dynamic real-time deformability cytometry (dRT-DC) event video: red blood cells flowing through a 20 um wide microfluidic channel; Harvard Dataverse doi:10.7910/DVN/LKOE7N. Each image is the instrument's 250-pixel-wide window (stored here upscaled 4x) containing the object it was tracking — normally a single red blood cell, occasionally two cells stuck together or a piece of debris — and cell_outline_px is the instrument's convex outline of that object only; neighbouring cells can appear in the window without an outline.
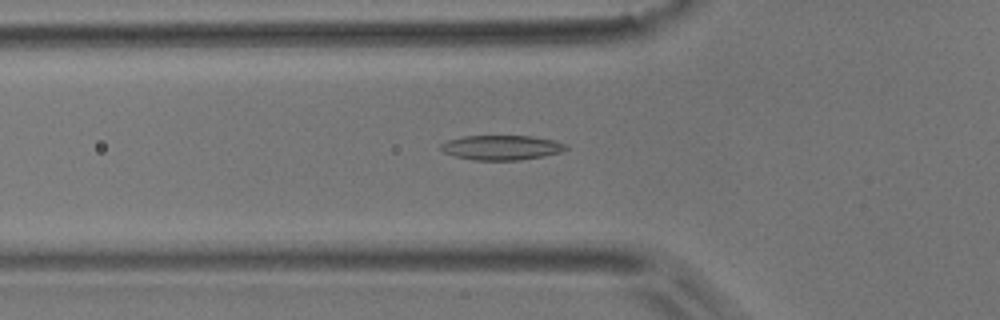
{"species": "common noctule bat (a hibernating species)", "species_latin": "Nyctalus noctula", "temperature_condition": "room temperature", "stored_images_in_passage": 52, "camera_frame_rate_fps": 3000, "um_per_image_px": 0.085, "animal": {"sex": "male", "body_mass_g": 17.9}, "frame": {"image": 1, "passage_image": 17, "time_ms": 5.333, "image_size_px": [1000, 320], "cell_outline_px": [[568, 148], [560, 152], [544, 156], [520, 160], [472, 160], [456, 156], [444, 152], [440, 148], [440, 144], [448, 140], [464, 136], [532, 136], [552, 140], [568, 144]], "centroid_in_image_um": [42.64, 12.54], "position_along_channel_um": 83.2, "area_um2": 17.98}}
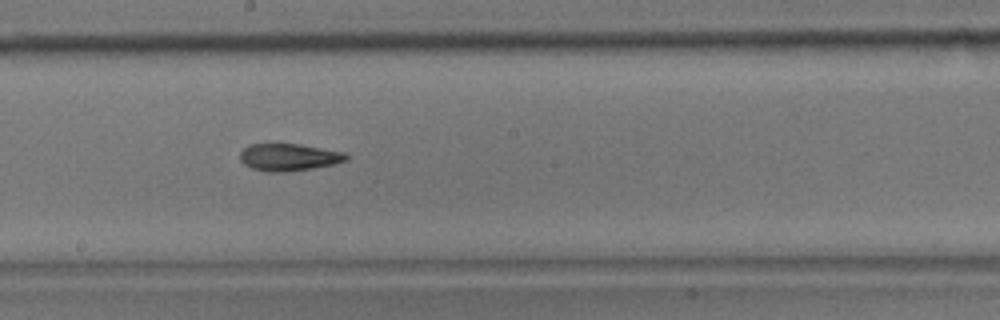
{"frame": {"image": 2, "passage_image": 28, "time_ms": 9.0, "image_size_px": [1000, 320], "cell_outline_px": [[348, 160], [332, 164], [312, 168], [284, 172], [268, 172], [252, 168], [244, 164], [240, 160], [240, 152], [244, 148], [252, 144], [276, 140], [300, 144], [344, 152], [348, 156]], "centroid_in_image_um": [24.5, 13.31], "position_along_channel_um": 223.7, "area_um2": 17.4}}
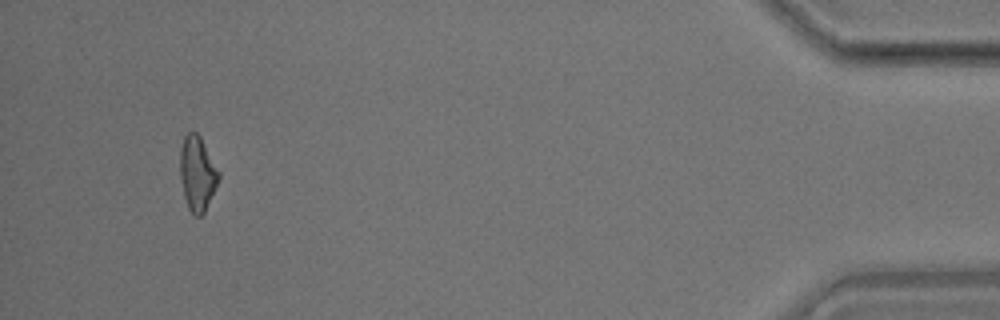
{"frame": {"image": 3, "passage_image": 49, "time_ms": 16.0, "image_size_px": [1000, 320], "cell_outline_px": [[220, 176], [204, 212], [200, 216], [196, 216], [188, 208], [184, 196], [180, 176], [180, 148], [184, 136], [188, 132], [196, 132], [200, 136], [220, 172]], "centroid_in_image_um": [16.76, 14.71], "position_along_channel_um": 418.4, "area_um2": 16.59}, "authors_computed_cell_mechanics": {"area_um2": 17.051, "velocity_mm_per_s": 3.8022, "shape_relaxation_time_tau1_ms": 8.8529, "shape_relaxation_time_tau2_ms": 3.3409, "deformation_change_tau1": 0.1997, "deformation_change_tau2": 0.1129}}